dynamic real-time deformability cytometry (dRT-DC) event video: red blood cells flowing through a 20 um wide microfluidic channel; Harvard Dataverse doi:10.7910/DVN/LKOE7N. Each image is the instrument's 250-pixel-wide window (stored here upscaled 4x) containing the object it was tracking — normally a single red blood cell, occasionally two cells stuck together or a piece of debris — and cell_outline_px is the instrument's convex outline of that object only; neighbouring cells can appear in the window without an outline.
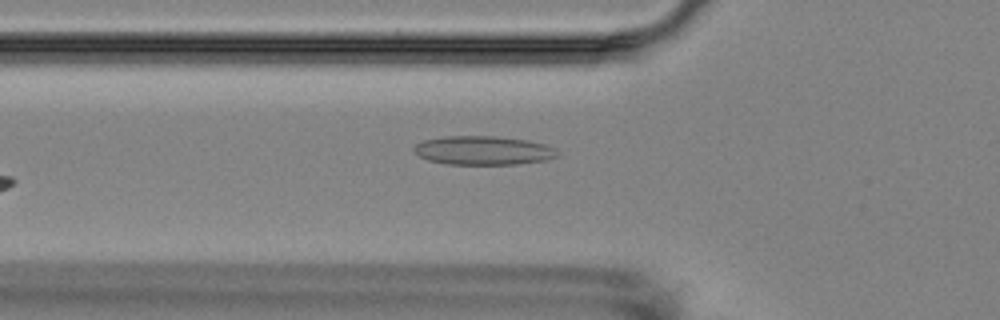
{"species": "Egyptian fruit bat (a non-hibernating species)", "species_latin": "Rousettus aegyptiacus", "temperature_condition": "room temperature", "stored_images_in_passage": 7, "camera_frame_rate_fps": 3000, "um_per_image_px": 0.085, "animal": {"sex": "female"}, "frame": {"image": 1, "passage_image": 7, "time_ms": 8.333, "image_size_px": [1000, 320], "cell_outline_px": [[560, 152], [556, 156], [548, 160], [516, 164], [448, 164], [428, 160], [420, 156], [412, 148], [416, 144], [424, 140], [444, 136], [496, 136], [528, 140], [544, 144], [556, 148]], "centroid_in_image_um": [41.11, 12.78], "position_along_channel_um": 84.7, "area_um2": 24.16}}